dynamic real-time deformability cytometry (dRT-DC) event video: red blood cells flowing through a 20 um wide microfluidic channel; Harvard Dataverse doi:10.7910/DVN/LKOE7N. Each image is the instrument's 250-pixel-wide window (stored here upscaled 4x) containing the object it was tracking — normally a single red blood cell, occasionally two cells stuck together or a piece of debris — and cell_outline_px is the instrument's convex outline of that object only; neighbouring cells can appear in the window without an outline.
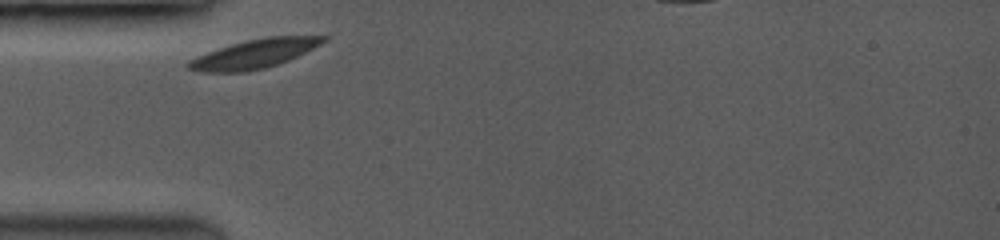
{"species": "common noctule bat (a hibernating species)", "species_latin": "Nyctalus noctula", "temperature_condition": "room temperature", "stored_images_in_passage": 10, "camera_frame_rate_fps": 3500, "um_per_image_px": 0.085, "animal": {"sex": "female", "body_mass_g": 19.0, "forearm_length_mm": 53.3}, "frame": {"image": 1, "passage_image": 1, "time_ms": 0.0, "image_size_px": [1000, 240], "cell_outline_px": [[332, 36], [328, 40], [288, 60], [264, 68], [248, 72], [200, 72], [188, 68], [184, 64], [188, 60], [196, 56], [232, 44], [248, 40], [268, 36]], "centroid_in_image_um": [21.59, 4.58], "position_along_channel_um": 63.4, "area_um2": 22.54}}
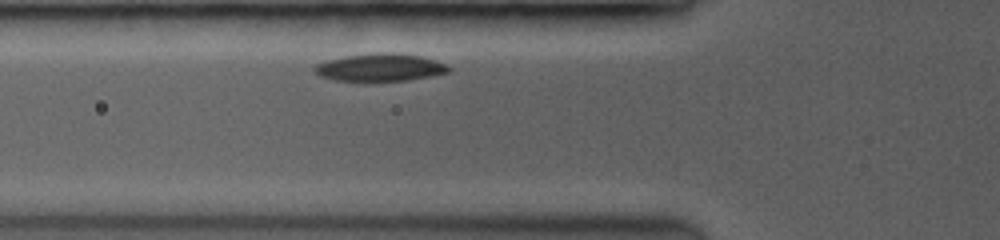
{"frame": {"image": 2, "passage_image": 7, "time_ms": 0.857, "image_size_px": [1000, 240], "cell_outline_px": [[452, 72], [432, 76], [404, 80], [332, 80], [320, 76], [312, 68], [316, 64], [328, 60], [348, 56], [380, 52], [396, 52], [420, 56], [448, 64], [452, 68]], "centroid_in_image_um": [32.37, 5.72], "position_along_channel_um": 93.4, "area_um2": 21.44}}